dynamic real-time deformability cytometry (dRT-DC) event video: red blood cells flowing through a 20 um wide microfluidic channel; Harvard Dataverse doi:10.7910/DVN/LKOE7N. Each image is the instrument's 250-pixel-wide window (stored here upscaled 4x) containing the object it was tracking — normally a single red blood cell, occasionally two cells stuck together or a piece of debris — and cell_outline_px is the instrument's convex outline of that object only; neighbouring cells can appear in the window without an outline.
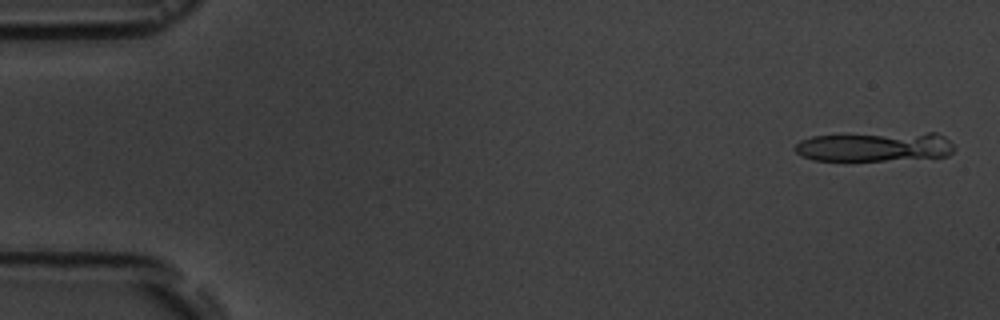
{"species": "common noctule bat (a hibernating species)", "species_latin": "Nyctalus noctula", "temperature_condition": "room temperature", "stored_images_in_passage": 6, "camera_frame_rate_fps": 3000, "um_per_image_px": 0.085, "animal": {"sex": "male", "body_mass_g": 19.5, "forearm_length_mm": 54.6}, "frame": {"image": 1, "passage_image": 1, "time_ms": 0.0, "image_size_px": [1000, 320], "cell_outline_px": [[956, 148], [948, 156], [884, 160], [812, 160], [800, 156], [792, 148], [800, 140], [812, 136], [844, 132], [936, 132], [944, 136]], "centroid_in_image_um": [74.3, 12.42], "position_along_channel_um": 10.7, "area_um2": 28.5}}